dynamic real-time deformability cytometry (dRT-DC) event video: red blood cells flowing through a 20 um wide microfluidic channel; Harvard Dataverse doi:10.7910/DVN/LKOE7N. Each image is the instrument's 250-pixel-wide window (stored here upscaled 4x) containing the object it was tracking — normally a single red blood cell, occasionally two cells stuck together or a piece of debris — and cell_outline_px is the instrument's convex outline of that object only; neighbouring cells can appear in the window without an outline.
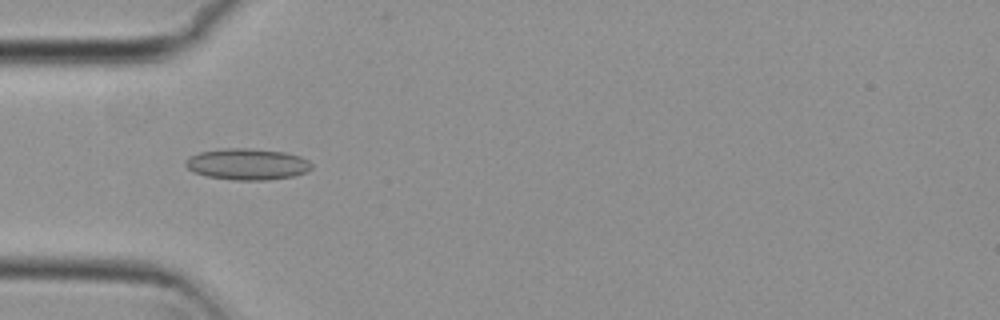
{"species": "common noctule bat (a hibernating species)", "species_latin": "Nyctalus noctula", "temperature_condition": "cold", "stored_images_in_passage": 51, "camera_frame_rate_fps": 3000, "um_per_image_px": 0.085, "animal": {"sex": "female", "body_mass_g": 29.2, "forearm_length_mm": 56.3}, "frame": {"image": 1, "passage_image": 13, "time_ms": 4.0, "image_size_px": [1000, 320], "cell_outline_px": [[312, 168], [308, 172], [296, 176], [268, 180], [232, 180], [208, 176], [192, 172], [184, 164], [184, 160], [188, 156], [200, 152], [224, 148], [248, 148], [284, 152], [300, 156], [308, 160], [312, 164]], "centroid_in_image_um": [21.02, 13.96], "position_along_channel_um": 64.0, "area_um2": 23.29}}
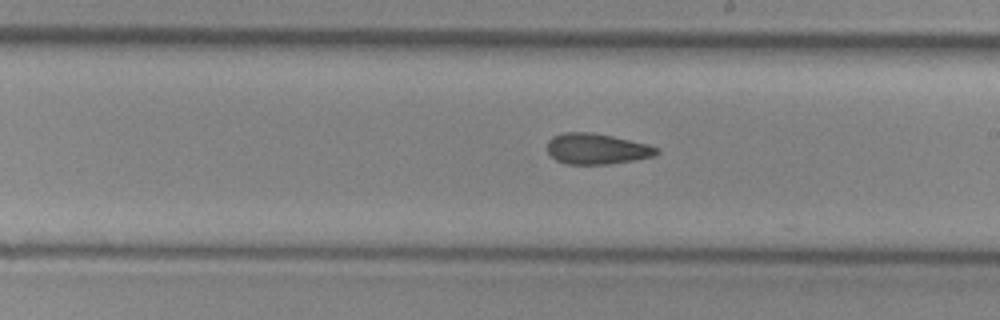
{"frame": {"image": 2, "passage_image": 27, "time_ms": 8.667, "image_size_px": [1000, 320], "cell_outline_px": [[660, 152], [656, 156], [636, 160], [608, 164], [564, 164], [556, 160], [548, 152], [548, 140], [552, 136], [564, 132], [592, 132], [612, 136], [648, 144], [660, 148]], "centroid_in_image_um": [50.75, 12.65], "position_along_channel_um": 238.2, "area_um2": 19.83}}
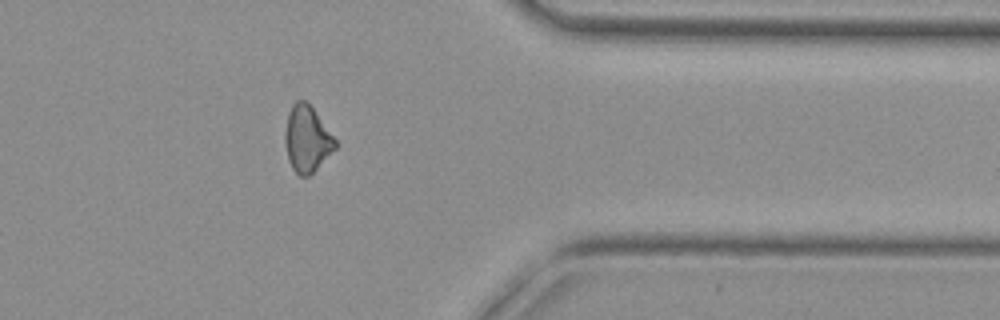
{"frame": {"image": 3, "passage_image": 40, "time_ms": 13.0, "image_size_px": [1000, 320], "cell_outline_px": [[336, 148], [308, 176], [300, 176], [292, 168], [288, 160], [284, 140], [284, 136], [288, 112], [292, 104], [296, 100], [304, 100], [312, 108], [336, 140]], "centroid_in_image_um": [26.06, 11.81], "position_along_channel_um": 385.3, "area_um2": 19.02}}